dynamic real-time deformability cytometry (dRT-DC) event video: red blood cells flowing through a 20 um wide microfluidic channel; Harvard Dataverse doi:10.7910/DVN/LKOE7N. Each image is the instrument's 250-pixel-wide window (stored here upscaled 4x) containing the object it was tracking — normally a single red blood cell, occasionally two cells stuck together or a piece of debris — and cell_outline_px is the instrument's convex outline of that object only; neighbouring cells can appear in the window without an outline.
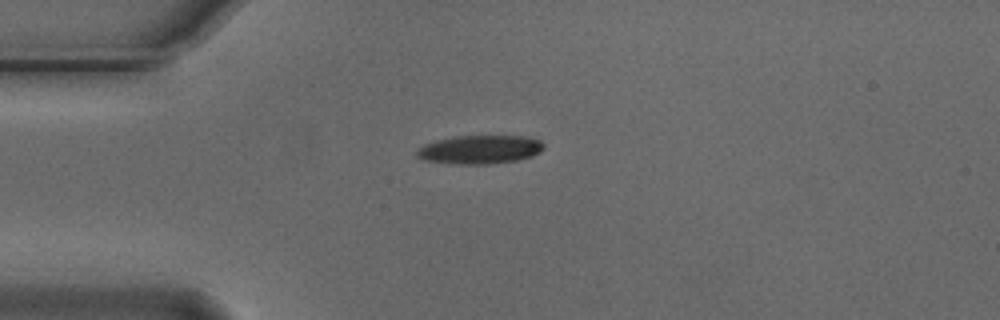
{"species": "Egyptian fruit bat (a non-hibernating species)", "species_latin": "Rousettus aegyptiacus", "temperature_condition": "cold", "stored_images_in_passage": 42, "camera_frame_rate_fps": 3000, "um_per_image_px": 0.085, "animal": {"sex": "male"}, "frame": {"image": 1, "passage_image": 1, "time_ms": 0.0, "image_size_px": [1000, 320], "cell_outline_px": [[544, 148], [540, 152], [532, 156], [516, 160], [488, 164], [456, 164], [424, 160], [416, 156], [416, 152], [424, 144], [436, 140], [452, 136], [524, 136], [540, 140], [544, 144]], "centroid_in_image_um": [40.78, 12.7], "position_along_channel_um": 44.2, "area_um2": 21.15}}
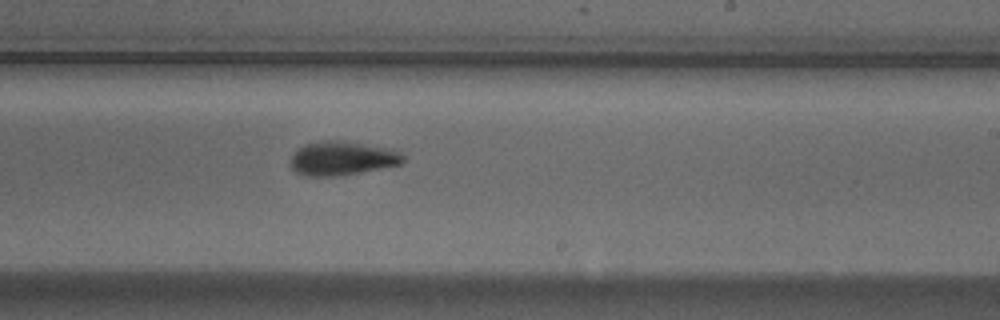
{"frame": {"image": 2, "passage_image": 20, "time_ms": 6.333, "image_size_px": [1000, 320], "cell_outline_px": [[404, 160], [400, 164], [336, 176], [308, 176], [296, 172], [292, 168], [292, 156], [296, 148], [304, 144], [328, 140], [344, 140], [384, 148], [400, 152], [404, 156]], "centroid_in_image_um": [29.03, 13.44], "position_along_channel_um": 260.0, "area_um2": 21.85}}
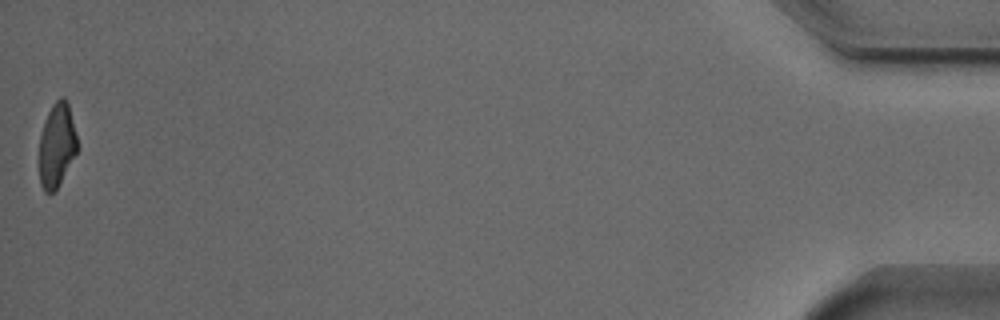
{"frame": {"image": 3, "passage_image": 42, "time_ms": 13.667, "image_size_px": [1000, 320], "cell_outline_px": [[80, 148], [56, 188], [52, 192], [44, 192], [40, 184], [40, 136], [48, 112], [52, 104], [60, 96], [64, 96], [68, 104]], "centroid_in_image_um": [4.85, 12.32], "position_along_channel_um": 430.3, "area_um2": 18.5}, "authors_computed_cell_mechanics": {"area_um2": 21.5305, "velocity_mm_per_s": 3.7183, "shape_relaxation_time_tau1_ms": 4.1959, "shape_relaxation_time_tau2_ms": 6.9313, "deformation_change_tau1": 0.1659, "deformation_change_tau2": 0.1552}}